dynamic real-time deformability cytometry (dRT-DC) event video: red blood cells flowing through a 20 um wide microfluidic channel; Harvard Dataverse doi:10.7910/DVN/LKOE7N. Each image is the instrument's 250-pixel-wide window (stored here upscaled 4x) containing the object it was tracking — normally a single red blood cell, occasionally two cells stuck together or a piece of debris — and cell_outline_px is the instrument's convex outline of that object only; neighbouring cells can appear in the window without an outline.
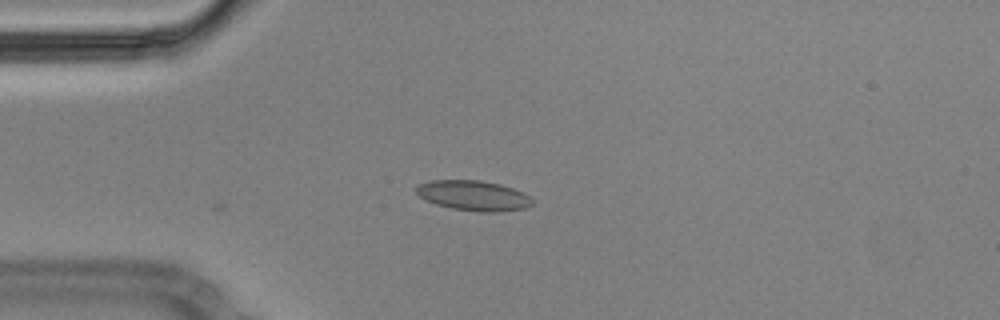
{"species": "Egyptian fruit bat (a non-hibernating species)", "species_latin": "Rousettus aegyptiacus", "temperature_condition": "cold", "stored_images_in_passage": 2, "camera_frame_rate_fps": 3000, "um_per_image_px": 0.085, "animal": {"sex": "male"}, "frame": {"image": 1, "passage_image": 2, "time_ms": 0.333, "image_size_px": [1000, 320], "cell_outline_px": [[532, 204], [524, 208], [496, 212], [480, 212], [452, 208], [436, 204], [420, 196], [416, 192], [416, 188], [420, 184], [428, 180], [480, 180], [500, 184], [524, 192], [532, 200]], "centroid_in_image_um": [40.25, 16.61], "position_along_channel_um": 44.8, "area_um2": 20.17}}